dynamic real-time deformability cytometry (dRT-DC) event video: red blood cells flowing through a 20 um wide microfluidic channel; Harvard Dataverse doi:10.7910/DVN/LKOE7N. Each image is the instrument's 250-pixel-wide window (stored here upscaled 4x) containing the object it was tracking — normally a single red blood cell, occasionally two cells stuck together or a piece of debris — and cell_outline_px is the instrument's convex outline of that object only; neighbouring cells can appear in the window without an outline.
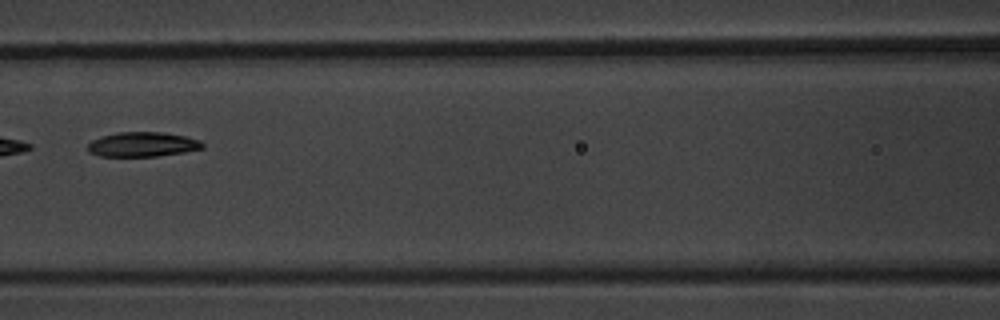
{"species": "common noctule bat (a hibernating species)", "species_latin": "Nyctalus noctula", "temperature_condition": "warm", "stored_images_in_passage": 7, "camera_frame_rate_fps": 3000, "um_per_image_px": 0.085, "animal": {"sex": "male", "body_mass_g": 20.1, "forearm_length_mm": 53.5}, "frame": {"image": 1, "passage_image": 7, "time_ms": 8.0, "image_size_px": [1000, 320], "cell_outline_px": [[204, 148], [184, 152], [156, 156], [100, 156], [88, 152], [88, 144], [92, 140], [116, 132], [164, 132], [184, 136], [200, 140], [204, 144]], "centroid_in_image_um": [12.13, 12.27], "position_along_channel_um": 154.5, "area_um2": 16.42}}